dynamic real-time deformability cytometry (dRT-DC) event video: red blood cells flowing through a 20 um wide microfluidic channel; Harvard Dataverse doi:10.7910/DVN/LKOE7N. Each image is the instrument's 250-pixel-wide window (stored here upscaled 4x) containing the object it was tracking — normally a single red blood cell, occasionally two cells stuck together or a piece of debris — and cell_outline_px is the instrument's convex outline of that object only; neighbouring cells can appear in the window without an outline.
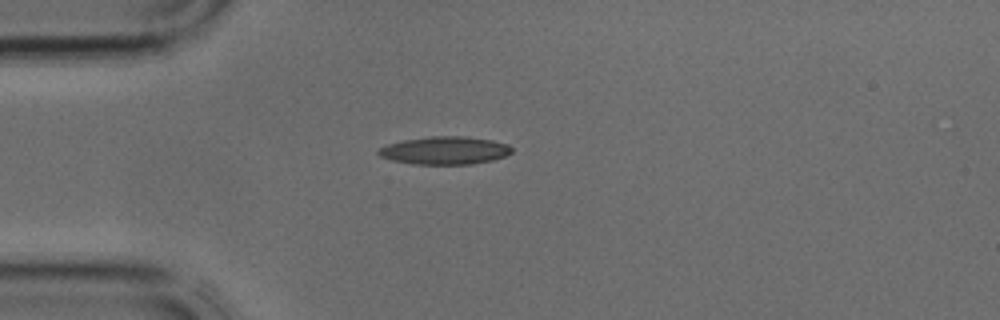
{"species": "common noctule bat (a hibernating species)", "species_latin": "Nyctalus noctula", "temperature_condition": "cold", "stored_images_in_passage": 30, "camera_frame_rate_fps": 3000, "um_per_image_px": 0.085, "animal": {"sex": "male", "body_mass_g": 17.9, "forearm_length_mm": 54.2}, "frame": {"image": 1, "passage_image": 1, "time_ms": 0.0, "image_size_px": [1000, 320], "cell_outline_px": [[512, 152], [504, 156], [492, 160], [472, 164], [412, 164], [392, 160], [380, 156], [376, 152], [376, 148], [388, 144], [404, 140], [432, 136], [464, 136], [492, 140], [508, 144], [512, 148]], "centroid_in_image_um": [37.78, 12.79], "position_along_channel_um": 47.2, "area_um2": 21.68}}
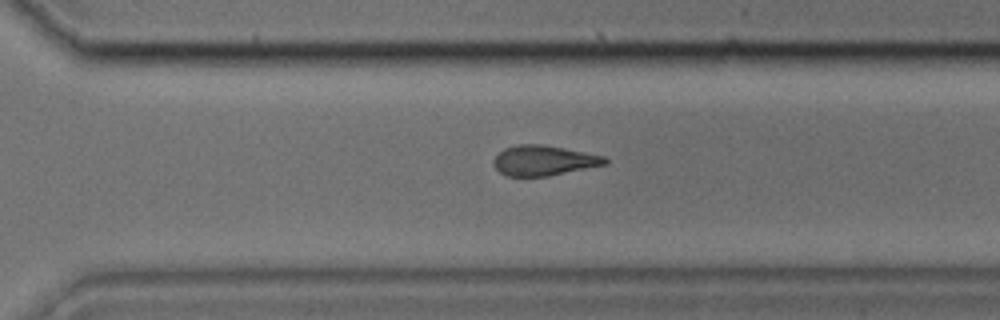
{"frame": {"image": 2, "passage_image": 18, "time_ms": 5.667, "image_size_px": [1000, 320], "cell_outline_px": [[608, 164], [548, 176], [508, 176], [500, 172], [492, 164], [492, 160], [504, 148], [516, 144], [540, 144], [564, 148], [604, 156], [608, 160]], "centroid_in_image_um": [46.2, 13.64], "position_along_channel_um": 324.4, "area_um2": 19.54}}
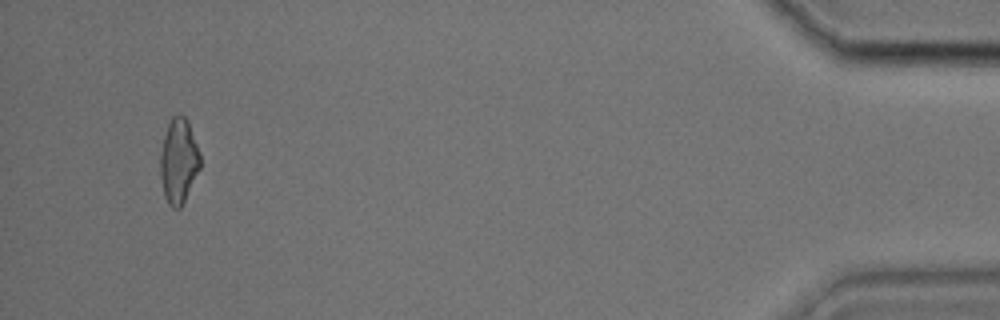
{"frame": {"image": 3, "passage_image": 28, "time_ms": 9.0, "image_size_px": [1000, 320], "cell_outline_px": [[200, 168], [180, 208], [172, 208], [168, 204], [164, 196], [160, 176], [160, 156], [164, 136], [168, 124], [172, 116], [180, 112], [188, 120], [200, 152]], "centroid_in_image_um": [15.18, 13.65], "position_along_channel_um": 420.0, "area_um2": 19.77}}